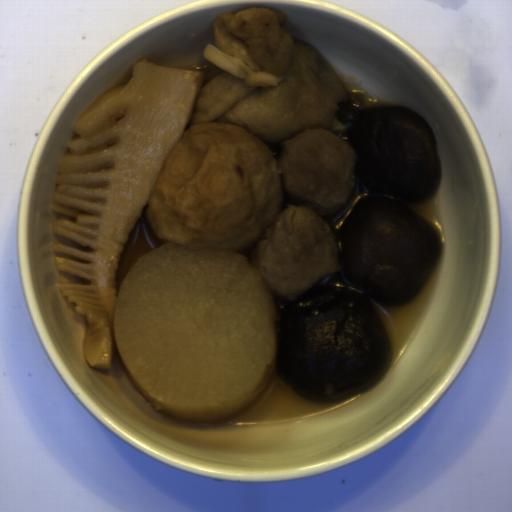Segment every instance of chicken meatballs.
<instances>
[{"mask_svg": "<svg viewBox=\"0 0 512 512\" xmlns=\"http://www.w3.org/2000/svg\"><path fill=\"white\" fill-rule=\"evenodd\" d=\"M278 152L287 206L254 246L250 262L272 296L290 301L342 269L324 217L342 212L350 201L357 158L344 139L318 127L278 143Z\"/></svg>", "mask_w": 512, "mask_h": 512, "instance_id": "chicken-meatballs-1", "label": "chicken meatballs"}]
</instances>
